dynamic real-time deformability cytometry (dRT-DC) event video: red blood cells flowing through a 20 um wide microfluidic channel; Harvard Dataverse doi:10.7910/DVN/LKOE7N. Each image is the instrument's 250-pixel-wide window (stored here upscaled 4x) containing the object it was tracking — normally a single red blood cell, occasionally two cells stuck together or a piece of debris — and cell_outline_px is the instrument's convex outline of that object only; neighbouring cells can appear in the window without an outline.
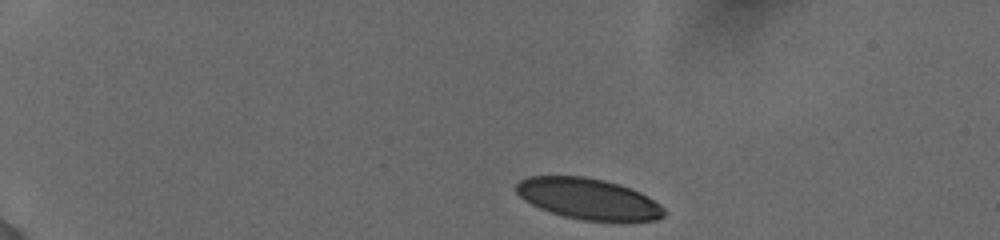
{"species": "human", "species_latin": "Homo sapiens", "temperature_condition": "cold", "stored_images_in_passage": 44, "camera_frame_rate_fps": 3000, "um_per_image_px": 0.085, "donor": {"sex": "female"}, "frame": {"image": 1, "passage_image": 1, "time_ms": 0.0, "image_size_px": [1000, 240], "cell_outline_px": [[664, 216], [656, 220], [580, 220], [564, 216], [540, 208], [524, 200], [516, 192], [516, 184], [520, 180], [528, 176], [584, 176], [604, 180], [620, 184], [632, 188], [648, 196], [660, 204], [664, 208]], "centroid_in_image_um": [50.0, 16.88], "position_along_channel_um": 35.0, "area_um2": 35.14}}
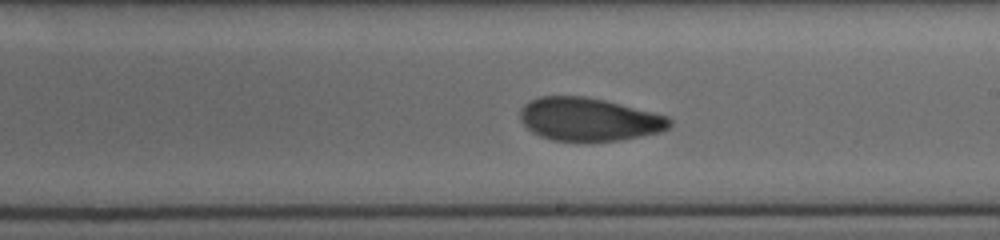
{"frame": {"image": 2, "passage_image": 24, "time_ms": 7.667, "image_size_px": [1000, 240], "cell_outline_px": [[672, 124], [668, 128], [660, 132], [620, 140], [588, 144], [552, 140], [540, 136], [532, 132], [520, 120], [520, 108], [524, 104], [540, 96], [584, 96], [604, 100], [668, 116], [672, 120]], "centroid_in_image_um": [50.04, 10.18], "position_along_channel_um": 239.0, "area_um2": 38.21}}
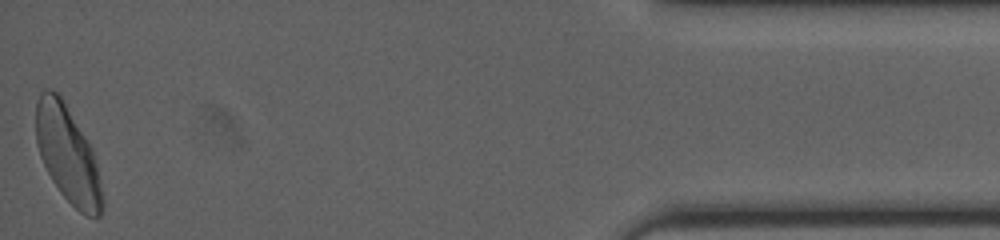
{"frame": {"image": 3, "passage_image": 44, "time_ms": 14.333, "image_size_px": [1000, 240], "cell_outline_px": [[104, 204], [100, 216], [88, 216], [80, 212], [60, 192], [52, 180], [40, 156], [36, 144], [36, 100], [40, 92], [44, 88], [52, 88], [60, 92], [92, 148], [96, 160], [104, 196]], "centroid_in_image_um": [5.76, 13.07], "position_along_channel_um": 429.4, "area_um2": 37.86}, "authors_computed_cell_mechanics": {"area_um2": 37.8012, "velocity_mm_per_s": 3.8555, "shape_relaxation_time_tau1_ms": 3.4459, "shape_relaxation_time_tau2_ms": 1.404, "deformation_change_tau1": 0.1368, "deformation_change_tau2": 0.0619}}